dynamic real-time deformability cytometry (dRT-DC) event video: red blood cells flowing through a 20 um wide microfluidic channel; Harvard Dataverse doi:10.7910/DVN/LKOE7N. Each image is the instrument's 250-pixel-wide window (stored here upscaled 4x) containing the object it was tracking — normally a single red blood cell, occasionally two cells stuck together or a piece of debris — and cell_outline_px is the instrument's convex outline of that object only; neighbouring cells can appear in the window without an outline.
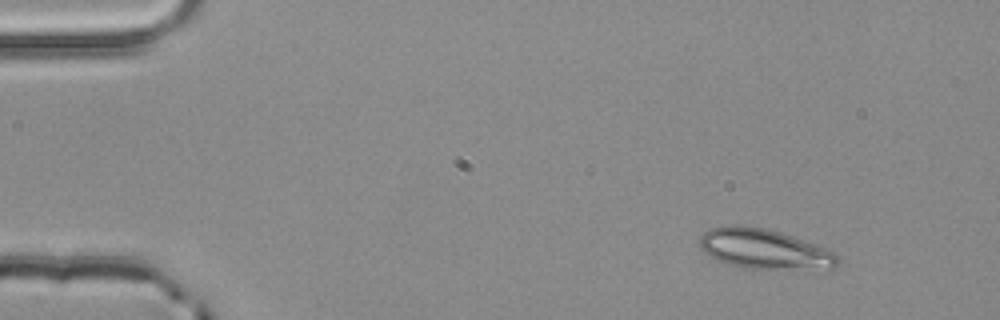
{"species": "common noctule bat (a hibernating species)", "species_latin": "Nyctalus noctula", "temperature_condition": "room temperature", "stored_images_in_passage": 4, "camera_frame_rate_fps": 3000, "um_per_image_px": 0.085, "animal": {"sex": "male", "body_mass_g": 20.4}, "frame": {"image": 1, "passage_image": 1, "time_ms": 0.0, "image_size_px": [1000, 320], "cell_outline_px": [[840, 260], [836, 268], [748, 268], [732, 264], [720, 260], [704, 252], [700, 248], [700, 236], [708, 228], [732, 224], [736, 224], [764, 228], [780, 232], [816, 244], [836, 252], [840, 256]], "centroid_in_image_um": [64.99, 21.14], "position_along_channel_um": 20.0, "area_um2": 31.85}}